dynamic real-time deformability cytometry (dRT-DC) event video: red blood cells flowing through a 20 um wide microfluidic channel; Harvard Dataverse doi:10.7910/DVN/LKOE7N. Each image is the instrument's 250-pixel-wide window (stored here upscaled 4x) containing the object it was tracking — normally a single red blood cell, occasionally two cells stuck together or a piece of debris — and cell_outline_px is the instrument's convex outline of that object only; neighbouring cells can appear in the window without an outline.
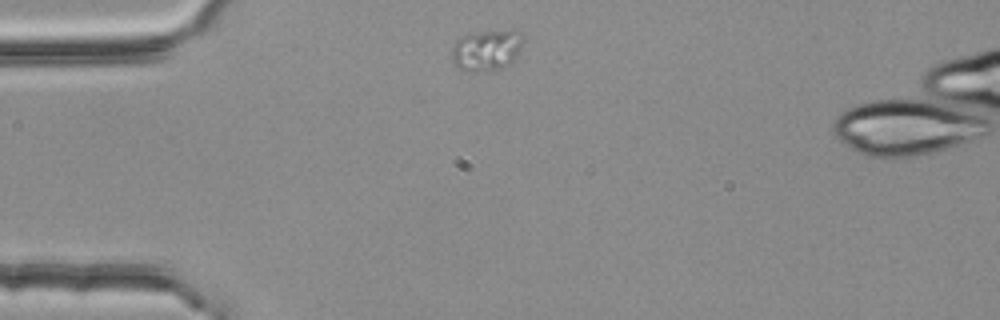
{"species": "common noctule bat (a hibernating species)", "species_latin": "Nyctalus noctula", "temperature_condition": "room temperature", "stored_images_in_passage": 1, "camera_frame_rate_fps": 3000, "um_per_image_px": 0.085, "animal": {"sex": "female", "body_mass_g": 25.1}, "frame": {"image": 1, "passage_image": 1, "time_ms": 0.0, "image_size_px": [1000, 320], "cell_outline_px": [[524, 40], [516, 56], [504, 68], [484, 72], [468, 72], [452, 64], [452, 44], [460, 36], [472, 32], [512, 28], [516, 28], [520, 32]], "centroid_in_image_um": [41.35, 4.23], "position_along_channel_um": 43.7, "area_um2": 17.8}}